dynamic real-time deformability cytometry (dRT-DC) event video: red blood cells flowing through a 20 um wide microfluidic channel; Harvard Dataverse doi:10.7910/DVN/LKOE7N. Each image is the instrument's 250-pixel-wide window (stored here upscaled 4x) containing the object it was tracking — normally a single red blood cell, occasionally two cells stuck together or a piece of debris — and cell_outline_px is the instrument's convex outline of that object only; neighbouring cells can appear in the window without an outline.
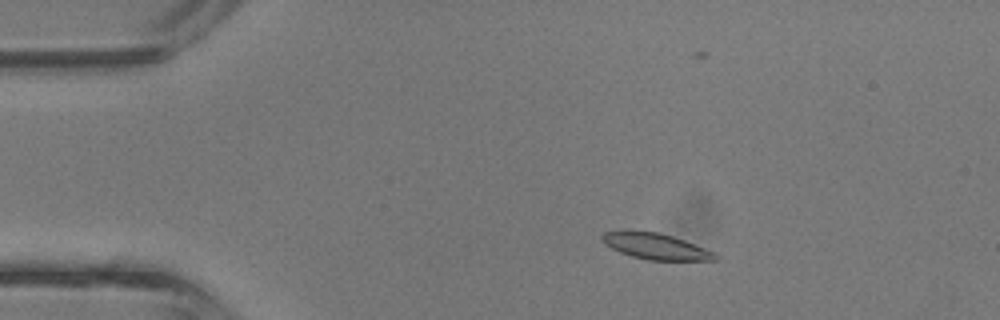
{"species": "common noctule bat (a hibernating species)", "species_latin": "Nyctalus noctula", "temperature_condition": "room temperature", "stored_images_in_passage": 4, "camera_frame_rate_fps": 3000, "um_per_image_px": 0.085, "animal": {"sex": "male", "body_mass_g": 13.3}, "frame": {"image": 1, "passage_image": 2, "time_ms": 0.333, "image_size_px": [1000, 320], "cell_outline_px": [[720, 260], [648, 260], [632, 256], [620, 252], [604, 244], [600, 240], [600, 236], [604, 232], [660, 232], [684, 240], [716, 252], [720, 256]], "centroid_in_image_um": [55.8, 20.96], "position_along_channel_um": 29.2, "area_um2": 16.99}}
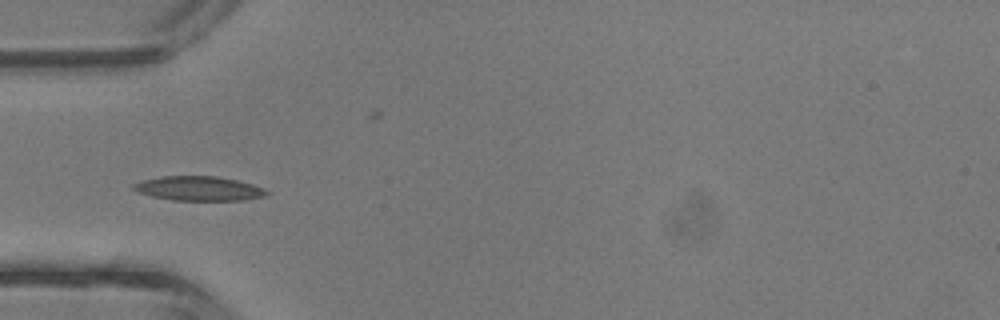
{"frame": {"image": 2, "passage_image": 4, "time_ms": 1.0, "image_size_px": [1000, 320], "cell_outline_px": [[272, 192], [264, 196], [244, 200], [172, 200], [152, 196], [136, 192], [132, 188], [132, 184], [140, 180], [160, 176], [216, 176], [236, 180], [252, 184], [264, 188]], "centroid_in_image_um": [16.87, 16.02], "position_along_channel_um": 68.1, "area_um2": 19.07}}